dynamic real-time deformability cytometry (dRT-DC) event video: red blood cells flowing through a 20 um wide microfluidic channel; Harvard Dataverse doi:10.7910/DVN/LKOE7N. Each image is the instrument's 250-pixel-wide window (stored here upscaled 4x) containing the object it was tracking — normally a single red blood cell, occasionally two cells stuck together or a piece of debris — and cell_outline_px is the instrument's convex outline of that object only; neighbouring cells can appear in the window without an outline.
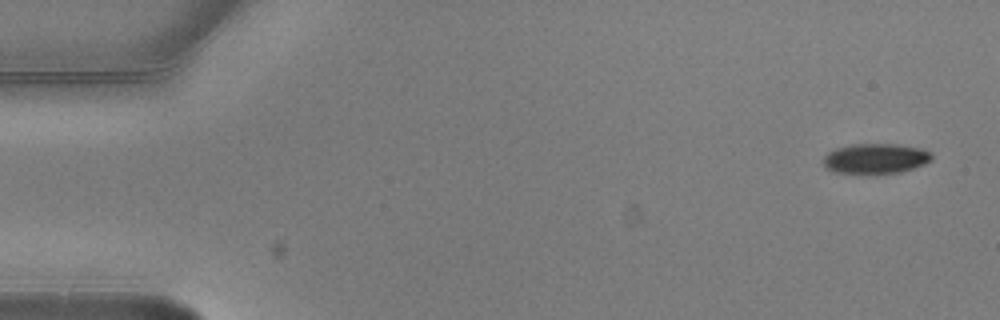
{"species": "common noctule bat (a hibernating species)", "species_latin": "Nyctalus noctula", "temperature_condition": "warm", "stored_images_in_passage": 5, "camera_frame_rate_fps": 3000, "um_per_image_px": 0.085, "animal": {"sex": "male", "body_mass_g": 20.5, "forearm_length_mm": 52.5}, "frame": {"image": 1, "passage_image": 1, "time_ms": 0.0, "image_size_px": [1000, 320], "cell_outline_px": [[932, 160], [924, 164], [900, 172], [832, 172], [824, 168], [824, 156], [828, 152], [836, 148], [852, 144], [892, 144], [920, 148], [932, 152]], "centroid_in_image_um": [74.41, 13.46], "position_along_channel_um": 10.6, "area_um2": 18.67}}
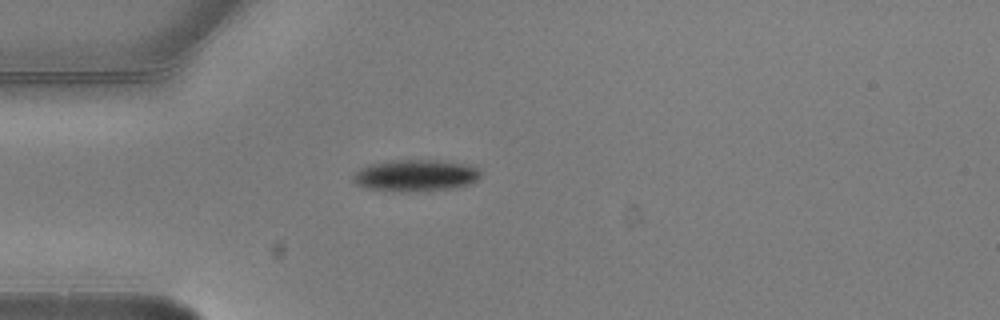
{"frame": {"image": 2, "passage_image": 5, "time_ms": 1.333, "image_size_px": [1000, 320], "cell_outline_px": [[480, 176], [476, 180], [468, 184], [456, 188], [428, 192], [392, 192], [368, 188], [356, 184], [352, 180], [352, 176], [360, 168], [372, 164], [392, 160], [444, 160], [464, 164], [480, 168]], "centroid_in_image_um": [35.34, 14.94], "position_along_channel_um": 49.7, "area_um2": 24.04}}